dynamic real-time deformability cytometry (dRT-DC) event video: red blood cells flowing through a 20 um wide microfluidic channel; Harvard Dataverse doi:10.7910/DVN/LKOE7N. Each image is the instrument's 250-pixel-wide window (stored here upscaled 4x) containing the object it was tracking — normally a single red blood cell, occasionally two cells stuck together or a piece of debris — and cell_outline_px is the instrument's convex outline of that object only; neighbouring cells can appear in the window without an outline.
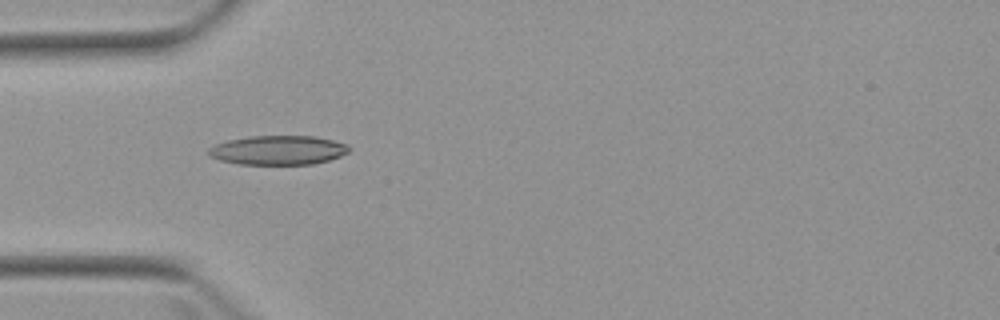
{"species": "Egyptian fruit bat (a non-hibernating species)", "species_latin": "Rousettus aegyptiacus", "temperature_condition": "warm", "stored_images_in_passage": 6, "camera_frame_rate_fps": 3000, "um_per_image_px": 0.085, "animal": {"sex": "female"}, "frame": {"image": 1, "passage_image": 4, "time_ms": 3.333, "image_size_px": [1000, 320], "cell_outline_px": [[352, 148], [348, 152], [340, 156], [328, 160], [312, 164], [240, 164], [220, 160], [208, 156], [208, 148], [216, 144], [228, 140], [252, 136], [316, 136], [348, 144]], "centroid_in_image_um": [23.65, 12.76], "position_along_channel_um": 61.3, "area_um2": 23.93}}
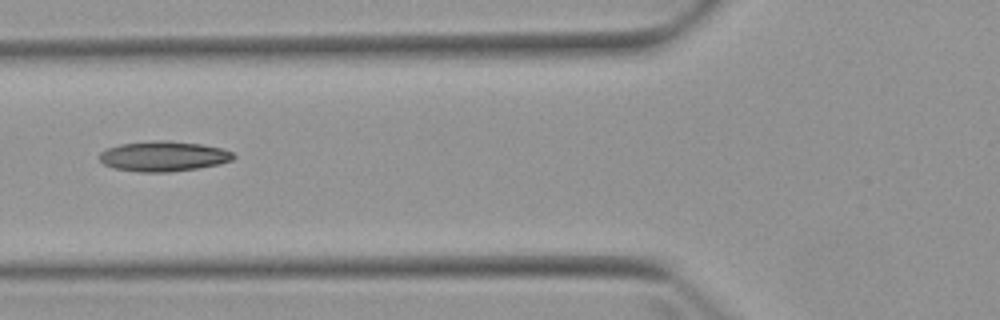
{"frame": {"image": 2, "passage_image": 5, "time_ms": 4.667, "image_size_px": [1000, 320], "cell_outline_px": [[236, 156], [232, 160], [220, 164], [172, 172], [140, 172], [112, 168], [104, 164], [100, 160], [100, 152], [108, 148], [120, 144], [156, 140], [164, 140], [200, 144], [224, 148], [232, 152]], "centroid_in_image_um": [13.91, 13.28], "position_along_channel_um": 111.9, "area_um2": 23.58}}
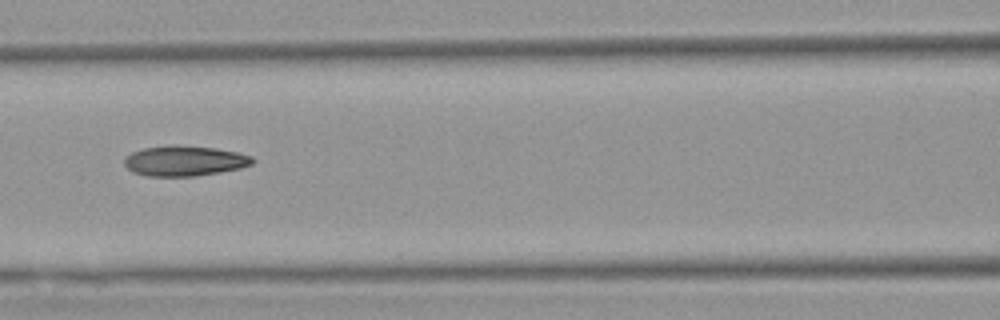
{"frame": {"image": 3, "passage_image": 6, "time_ms": 5.667, "image_size_px": [1000, 320], "cell_outline_px": [[256, 160], [252, 164], [240, 168], [220, 172], [196, 176], [148, 176], [132, 172], [124, 164], [124, 156], [132, 152], [144, 148], [176, 144], [216, 148], [236, 152], [252, 156]], "centroid_in_image_um": [15.68, 13.67], "position_along_channel_um": 150.9, "area_um2": 22.77}}